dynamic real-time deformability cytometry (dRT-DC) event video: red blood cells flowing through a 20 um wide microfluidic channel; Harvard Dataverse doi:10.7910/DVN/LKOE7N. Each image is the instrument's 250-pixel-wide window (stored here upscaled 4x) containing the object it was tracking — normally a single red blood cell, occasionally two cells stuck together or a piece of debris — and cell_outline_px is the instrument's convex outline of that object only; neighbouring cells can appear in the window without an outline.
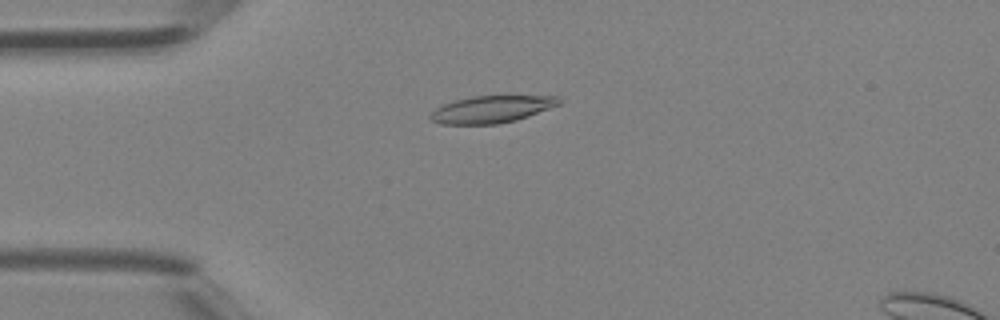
{"species": "Egyptian fruit bat (a non-hibernating species)", "species_latin": "Rousettus aegyptiacus", "temperature_condition": "room temperature", "stored_images_in_passage": 42, "camera_frame_rate_fps": 3000, "um_per_image_px": 0.085, "animal": {"sex": "female"}, "frame": {"image": 1, "passage_image": 11, "time_ms": 3.333, "image_size_px": [1000, 320], "cell_outline_px": [[560, 104], [528, 116], [516, 120], [500, 124], [440, 124], [432, 120], [428, 116], [436, 108], [444, 104], [456, 100], [472, 96], [560, 96]], "centroid_in_image_um": [41.78, 9.29], "position_along_channel_um": 43.2, "area_um2": 20.17}}
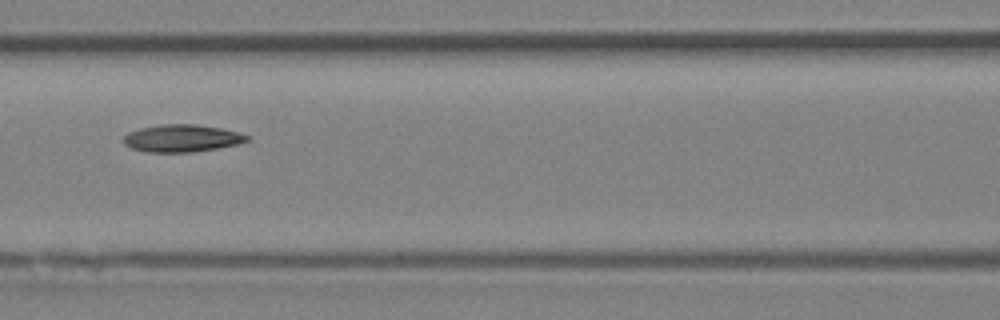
{"frame": {"image": 2, "passage_image": 19, "time_ms": 6.0, "image_size_px": [1000, 320], "cell_outline_px": [[248, 140], [240, 144], [192, 152], [148, 152], [132, 148], [124, 144], [120, 140], [128, 132], [140, 128], [160, 124], [196, 124], [220, 128], [236, 132], [248, 136]], "centroid_in_image_um": [15.4, 11.75], "position_along_channel_um": 151.2, "area_um2": 19.65}}
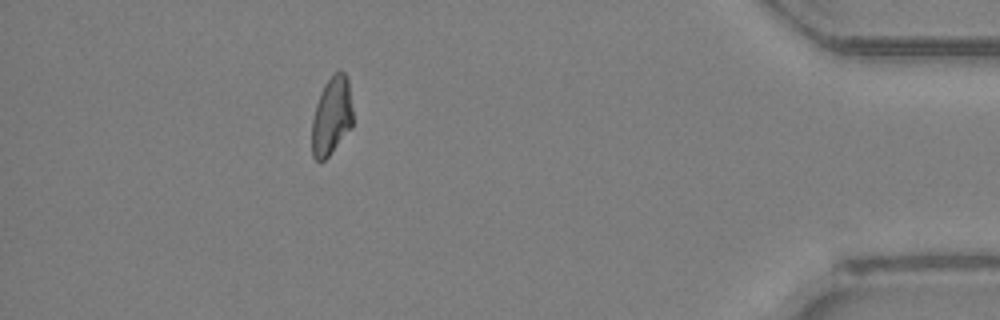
{"frame": {"image": 3, "passage_image": 38, "time_ms": 12.333, "image_size_px": [1000, 320], "cell_outline_px": [[352, 128], [328, 156], [324, 160], [316, 160], [312, 156], [312, 120], [316, 104], [320, 92], [324, 84], [340, 68], [344, 72], [348, 80], [352, 108]], "centroid_in_image_um": [28.19, 9.86], "position_along_channel_um": 407.0, "area_um2": 18.67}}